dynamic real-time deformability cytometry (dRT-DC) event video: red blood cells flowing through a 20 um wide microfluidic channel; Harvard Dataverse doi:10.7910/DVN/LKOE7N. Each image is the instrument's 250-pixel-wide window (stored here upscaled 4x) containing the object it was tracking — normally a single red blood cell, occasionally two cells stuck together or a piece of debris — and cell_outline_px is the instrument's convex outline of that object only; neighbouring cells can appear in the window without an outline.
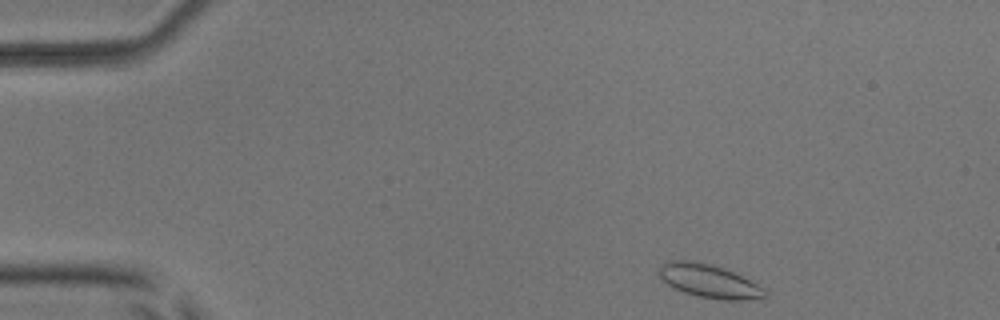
{"species": "common noctule bat (a hibernating species)", "species_latin": "Nyctalus noctula", "temperature_condition": "room temperature", "stored_images_in_passage": 46, "camera_frame_rate_fps": 3000, "um_per_image_px": 0.085, "animal": {"sex": "male", "body_mass_g": 17.9, "forearm_length_mm": 54.2}, "frame": {"image": 1, "passage_image": 1, "time_ms": 0.0, "image_size_px": [1000, 320], "cell_outline_px": [[768, 296], [744, 300], [724, 300], [700, 296], [684, 292], [668, 284], [660, 276], [660, 264], [668, 260], [692, 260], [708, 264], [732, 272], [764, 288], [768, 292]], "centroid_in_image_um": [60.26, 23.89], "position_along_channel_um": 24.7, "area_um2": 20.06}}
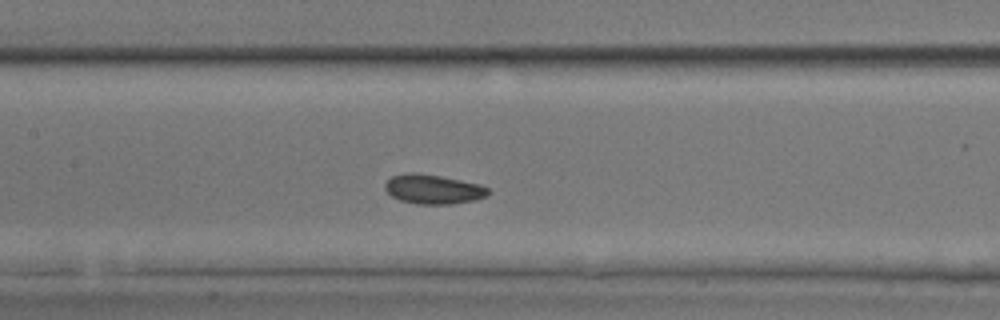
{"frame": {"image": 2, "passage_image": 19, "time_ms": 6.0, "image_size_px": [1000, 320], "cell_outline_px": [[492, 192], [476, 200], [452, 204], [416, 204], [400, 200], [392, 196], [384, 188], [384, 184], [392, 176], [408, 172], [416, 172], [440, 176], [480, 184], [488, 188]], "centroid_in_image_um": [36.82, 16.08], "position_along_channel_um": 170.6, "area_um2": 17.74}}
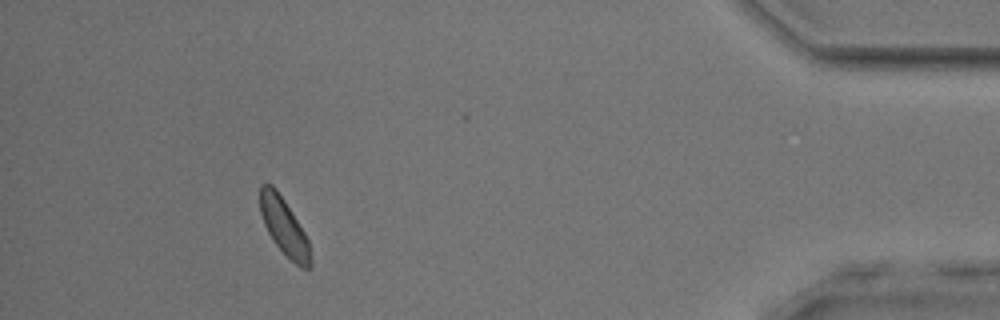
{"frame": {"image": 3, "passage_image": 42, "time_ms": 13.667, "image_size_px": [1000, 320], "cell_outline_px": [[312, 268], [300, 268], [276, 244], [268, 232], [264, 224], [260, 212], [260, 184], [272, 184], [276, 188], [284, 200], [304, 232], [308, 240], [312, 260]], "centroid_in_image_um": [24.15, 19.27], "position_along_channel_um": 411.0, "area_um2": 16.47}, "authors_computed_cell_mechanics": {"area_um2": 17.3689, "velocity_mm_per_s": 3.8553, "shape_relaxation_time_tau1_ms": 2.7491, "shape_relaxation_time_tau2_ms": 2.7026, "deformation_change_tau1": 0.0406, "deformation_change_tau2": 0.0568}}